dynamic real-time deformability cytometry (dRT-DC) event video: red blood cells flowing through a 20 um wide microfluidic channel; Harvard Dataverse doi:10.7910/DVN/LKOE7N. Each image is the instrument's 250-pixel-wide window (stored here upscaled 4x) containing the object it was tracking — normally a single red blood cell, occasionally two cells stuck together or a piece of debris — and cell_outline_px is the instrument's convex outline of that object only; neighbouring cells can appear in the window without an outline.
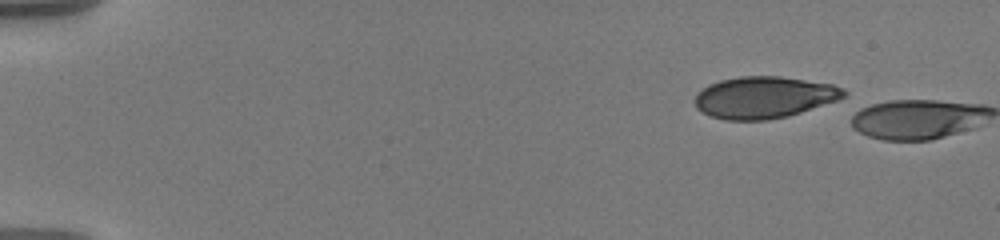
{"species": "human", "species_latin": "Homo sapiens", "temperature_condition": "warm", "stored_images_in_passage": 2, "camera_frame_rate_fps": 3000, "um_per_image_px": 0.085, "donor": {"sex": "male"}, "frame": {"image": 1, "passage_image": 1, "time_ms": 0.0, "image_size_px": [1000, 240], "cell_outline_px": [[848, 100], [788, 116], [768, 120], [728, 120], [712, 116], [696, 108], [696, 96], [708, 84], [720, 80], [740, 76], [780, 76], [832, 84], [844, 88], [848, 92]], "centroid_in_image_um": [65.11, 8.28], "position_along_channel_um": 19.9, "area_um2": 36.88}}